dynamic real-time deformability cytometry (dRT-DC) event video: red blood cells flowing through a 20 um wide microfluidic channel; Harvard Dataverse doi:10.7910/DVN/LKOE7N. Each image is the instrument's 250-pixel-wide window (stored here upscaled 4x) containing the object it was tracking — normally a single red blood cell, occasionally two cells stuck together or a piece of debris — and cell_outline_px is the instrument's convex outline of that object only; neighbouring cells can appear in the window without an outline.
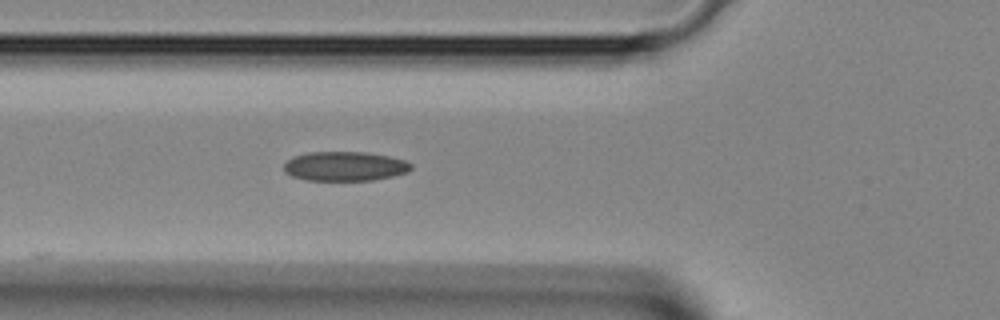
{"species": "Egyptian fruit bat (a non-hibernating species)", "species_latin": "Rousettus aegyptiacus", "temperature_condition": "room temperature", "stored_images_in_passage": 3, "camera_frame_rate_fps": 3000, "um_per_image_px": 0.085, "animal": {"sex": "female"}, "frame": {"image": 1, "passage_image": 3, "time_ms": 0.667, "image_size_px": [1000, 320], "cell_outline_px": [[412, 168], [408, 172], [392, 176], [372, 180], [304, 180], [292, 176], [284, 172], [284, 164], [292, 156], [308, 152], [364, 152], [388, 156], [404, 160], [412, 164]], "centroid_in_image_um": [29.29, 14.13], "position_along_channel_um": 96.5, "area_um2": 21.79}}